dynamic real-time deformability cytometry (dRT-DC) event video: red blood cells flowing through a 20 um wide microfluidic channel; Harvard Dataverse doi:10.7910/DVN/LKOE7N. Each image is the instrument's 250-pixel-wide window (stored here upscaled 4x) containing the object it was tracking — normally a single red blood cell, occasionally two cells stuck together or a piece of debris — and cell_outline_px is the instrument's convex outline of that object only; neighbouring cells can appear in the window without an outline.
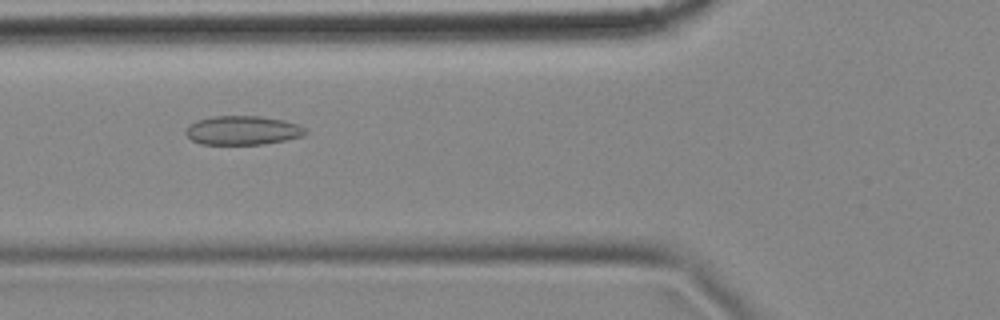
{"species": "common noctule bat (a hibernating species)", "species_latin": "Nyctalus noctula", "temperature_condition": "cold", "stored_images_in_passage": 7, "camera_frame_rate_fps": 3000, "um_per_image_px": 0.085, "animal": {"sex": "female", "body_mass_g": 18.4}, "frame": {"image": 1, "passage_image": 6, "time_ms": 1.667, "image_size_px": [1000, 320], "cell_outline_px": [[308, 132], [300, 136], [284, 140], [264, 144], [200, 144], [192, 140], [184, 132], [188, 124], [212, 116], [260, 116], [284, 120], [296, 124], [304, 128]], "centroid_in_image_um": [20.59, 11.08], "position_along_channel_um": 105.2, "area_um2": 20.06}}
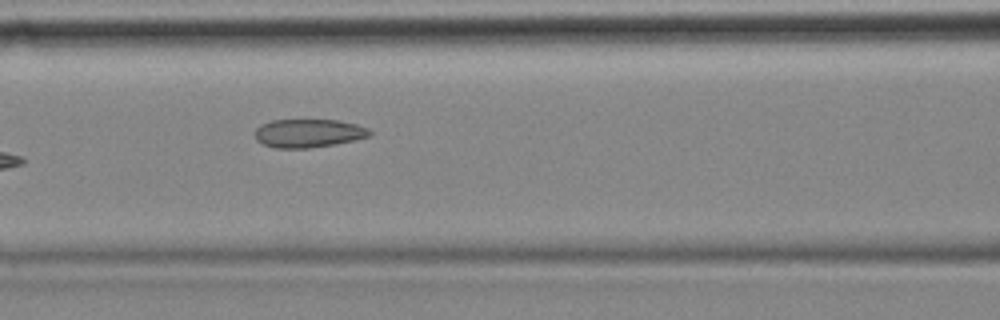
{"frame": {"image": 2, "passage_image": 7, "time_ms": 2.0, "image_size_px": [1000, 320], "cell_outline_px": [[372, 132], [368, 136], [336, 144], [308, 148], [276, 148], [264, 144], [256, 140], [256, 128], [260, 124], [272, 120], [336, 120], [356, 124], [368, 128]], "centroid_in_image_um": [26.2, 11.32], "position_along_channel_um": 140.4, "area_um2": 18.84}}